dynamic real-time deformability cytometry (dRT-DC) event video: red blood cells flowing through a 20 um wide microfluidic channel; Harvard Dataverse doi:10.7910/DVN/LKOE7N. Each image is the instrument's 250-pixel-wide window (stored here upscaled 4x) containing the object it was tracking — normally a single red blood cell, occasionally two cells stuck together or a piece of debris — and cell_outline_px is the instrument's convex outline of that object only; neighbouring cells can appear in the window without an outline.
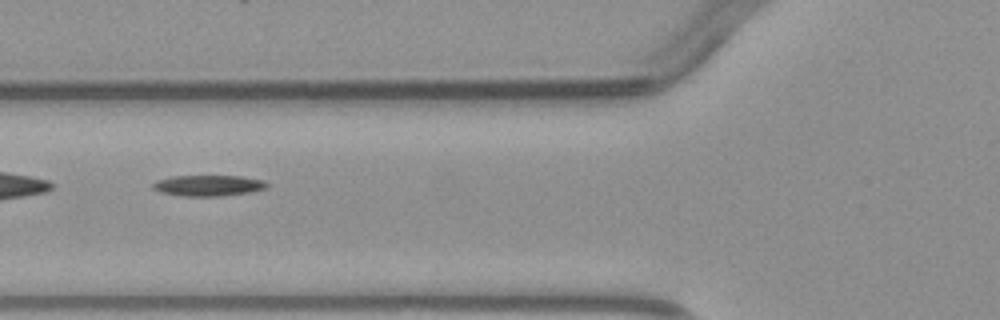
{"species": "common noctule bat (a hibernating species)", "species_latin": "Nyctalus noctula", "temperature_condition": "warm", "stored_images_in_passage": 4, "segment_of_instrument_passage": [2, 2], "camera_frame_rate_fps": 3000, "um_per_image_px": 0.085, "animal": {"sex": "male", "body_mass_g": 23.1, "forearm_length_mm": 52.7}, "frame": {"image": 1, "passage_image": 4, "time_ms": 5.0, "image_size_px": [1000, 320], "cell_outline_px": [[268, 188], [252, 192], [220, 196], [180, 196], [160, 192], [152, 188], [152, 184], [156, 180], [172, 176], [240, 176], [264, 180], [268, 184]], "centroid_in_image_um": [17.71, 15.77], "position_along_channel_um": 108.1, "area_um2": 14.05}}